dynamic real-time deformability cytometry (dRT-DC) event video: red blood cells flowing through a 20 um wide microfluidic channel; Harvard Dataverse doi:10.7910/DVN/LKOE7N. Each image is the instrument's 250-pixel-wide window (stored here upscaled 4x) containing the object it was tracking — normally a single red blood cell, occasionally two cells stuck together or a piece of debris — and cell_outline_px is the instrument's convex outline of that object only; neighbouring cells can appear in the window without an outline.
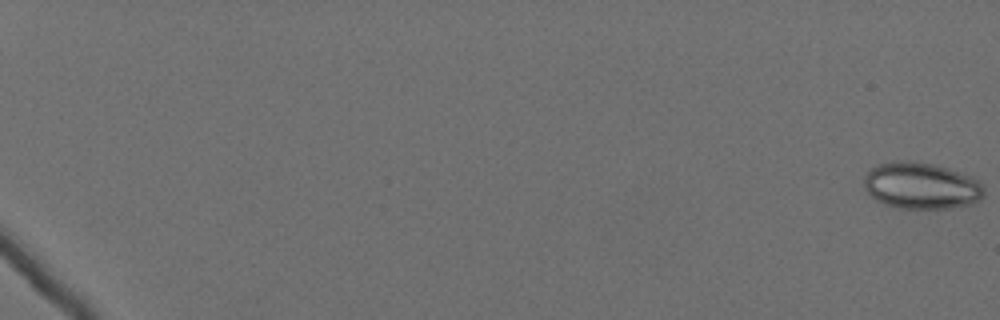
{"species": "Egyptian fruit bat (a non-hibernating species)", "species_latin": "Rousettus aegyptiacus", "temperature_condition": "cold", "stored_images_in_passage": 62, "camera_frame_rate_fps": 3000, "um_per_image_px": 0.085, "animal": {"sex": "female"}, "frame": {"image": 1, "passage_image": 1, "time_ms": 0.0, "image_size_px": [1000, 320], "cell_outline_px": [[984, 196], [980, 200], [968, 204], [948, 208], [900, 208], [884, 204], [876, 200], [864, 188], [864, 176], [876, 164], [892, 160], [908, 160], [932, 164], [948, 168], [972, 176], [980, 180], [984, 188]], "centroid_in_image_um": [78.31, 15.77], "position_along_channel_um": 6.7, "area_um2": 32.77}}
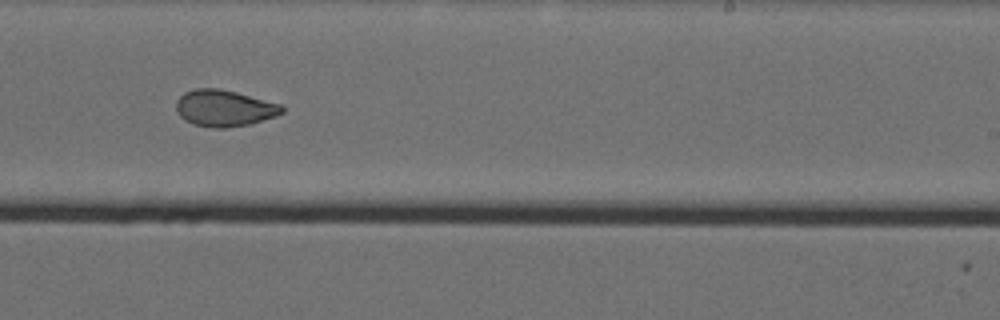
{"frame": {"image": 2, "passage_image": 43, "time_ms": 14.0, "image_size_px": [1000, 320], "cell_outline_px": [[284, 112], [276, 116], [248, 124], [224, 128], [212, 128], [196, 124], [184, 120], [176, 112], [176, 100], [184, 92], [196, 88], [220, 88], [236, 92], [280, 104], [284, 108]], "centroid_in_image_um": [19.03, 9.18], "position_along_channel_um": 270.0, "area_um2": 22.43}}
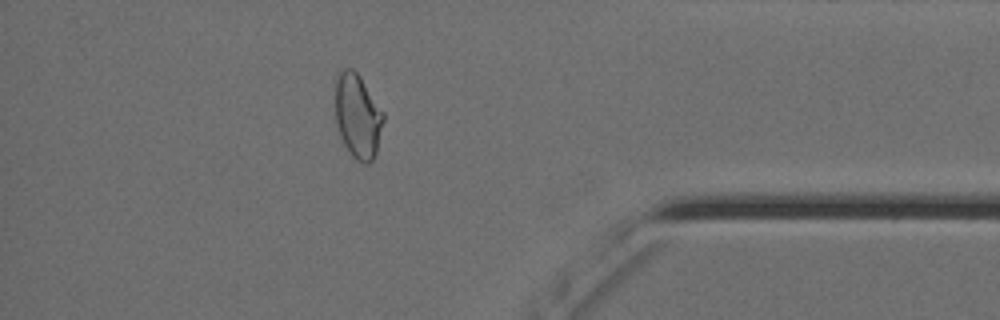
{"frame": {"image": 3, "passage_image": 56, "time_ms": 18.333, "image_size_px": [1000, 320], "cell_outline_px": [[384, 120], [376, 152], [372, 160], [368, 164], [364, 164], [356, 160], [352, 156], [344, 144], [336, 124], [336, 72], [344, 68], [352, 68], [360, 76], [384, 112]], "centroid_in_image_um": [30.41, 9.85], "position_along_channel_um": 404.8, "area_um2": 23.7}, "authors_computed_cell_mechanics": {"area_um2": 26.3857, "velocity_mm_per_s": 3.5637, "shape_relaxation_time_tau1_ms": null, "shape_relaxation_time_tau2_ms": 1.6618, "deformation_change_tau1": null, "deformation_change_tau2": 0.0636}}